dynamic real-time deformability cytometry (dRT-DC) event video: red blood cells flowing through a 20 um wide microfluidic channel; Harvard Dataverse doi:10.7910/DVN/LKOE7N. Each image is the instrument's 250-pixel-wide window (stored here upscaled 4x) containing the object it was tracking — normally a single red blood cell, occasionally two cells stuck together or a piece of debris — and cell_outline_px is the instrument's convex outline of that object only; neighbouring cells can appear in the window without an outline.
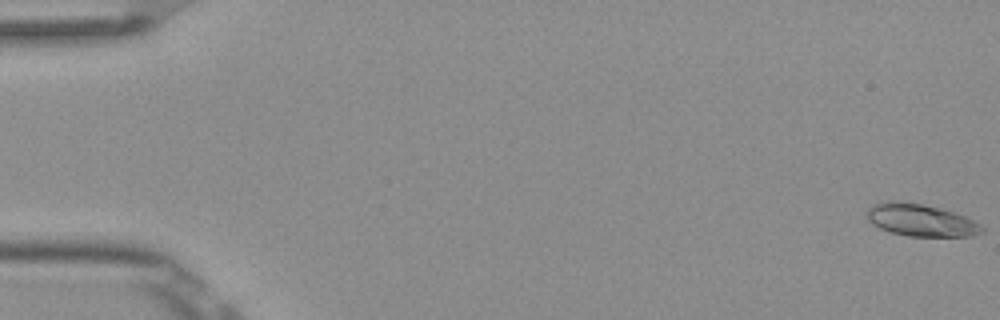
{"species": "Egyptian fruit bat (a non-hibernating species)", "species_latin": "Rousettus aegyptiacus", "temperature_condition": "room temperature", "stored_images_in_passage": 6, "camera_frame_rate_fps": 3000, "um_per_image_px": 0.085, "frame": {"image": 1, "passage_image": 1, "time_ms": 0.0, "image_size_px": [1000, 320], "cell_outline_px": [[984, 232], [972, 236], [908, 236], [888, 232], [872, 224], [868, 220], [868, 208], [872, 204], [888, 200], [896, 200], [920, 204], [940, 208], [956, 212], [980, 224], [984, 228]], "centroid_in_image_um": [78.26, 18.71], "position_along_channel_um": 6.7, "area_um2": 21.73}}
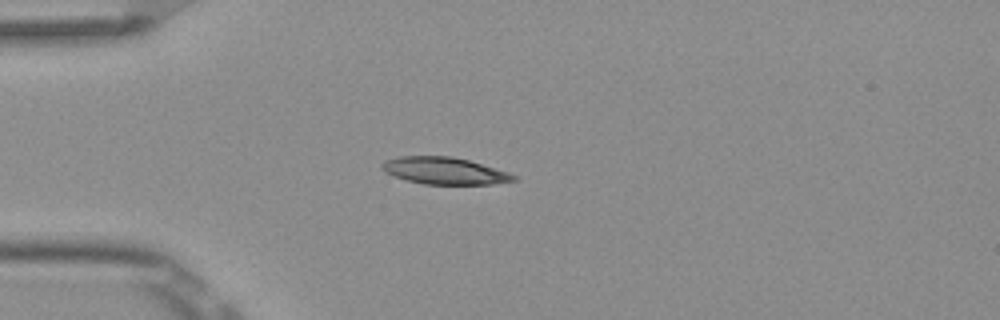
{"frame": {"image": 2, "passage_image": 5, "time_ms": 1.333, "image_size_px": [1000, 320], "cell_outline_px": [[520, 180], [492, 184], [424, 184], [408, 180], [384, 172], [380, 168], [380, 164], [384, 160], [400, 156], [452, 156], [468, 160], [508, 172], [516, 176]], "centroid_in_image_um": [37.77, 14.51], "position_along_channel_um": 47.2, "area_um2": 20.69}}